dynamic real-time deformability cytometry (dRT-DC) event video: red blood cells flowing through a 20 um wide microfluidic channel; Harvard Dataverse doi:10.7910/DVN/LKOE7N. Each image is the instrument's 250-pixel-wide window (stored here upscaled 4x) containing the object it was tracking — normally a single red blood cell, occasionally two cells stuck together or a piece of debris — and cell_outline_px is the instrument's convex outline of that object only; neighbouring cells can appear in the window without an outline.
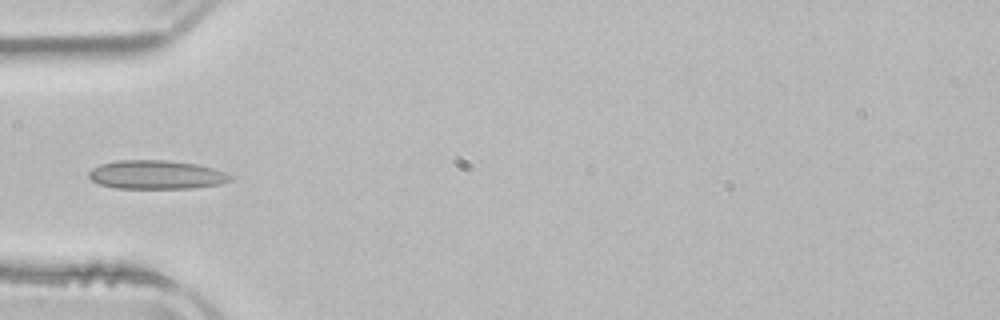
{"species": "common noctule bat (a hibernating species)", "species_latin": "Nyctalus noctula", "temperature_condition": "room temperature", "stored_images_in_passage": 2, "camera_frame_rate_fps": 3000, "um_per_image_px": 0.085, "animal": {"sex": "male", "body_mass_g": 21.5, "forearm_length_mm": 52.0}, "frame": {"image": 1, "passage_image": 2, "time_ms": 1.667, "image_size_px": [1000, 320], "cell_outline_px": [[236, 176], [232, 180], [220, 184], [192, 188], [116, 188], [100, 184], [92, 180], [88, 176], [88, 172], [92, 168], [100, 164], [116, 160], [168, 160], [196, 164], [212, 168]], "centroid_in_image_um": [13.3, 14.85], "position_along_channel_um": 71.7, "area_um2": 23.81}}